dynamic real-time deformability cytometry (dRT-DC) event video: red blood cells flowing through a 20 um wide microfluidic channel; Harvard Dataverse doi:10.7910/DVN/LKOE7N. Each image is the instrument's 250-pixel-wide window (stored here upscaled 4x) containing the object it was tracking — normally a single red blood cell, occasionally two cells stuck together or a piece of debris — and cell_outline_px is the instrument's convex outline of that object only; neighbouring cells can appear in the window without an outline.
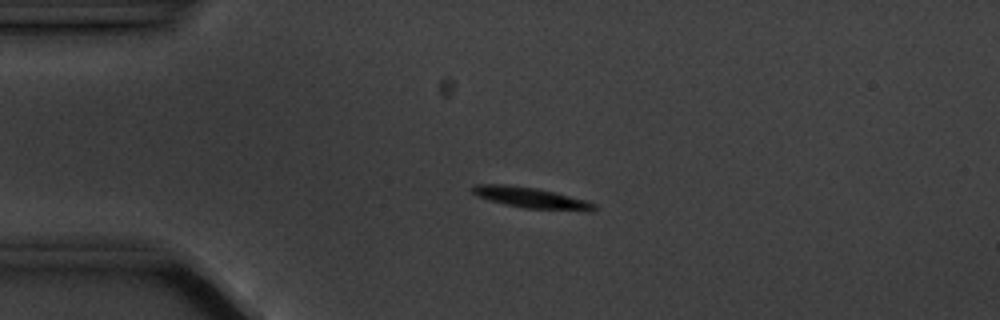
{"species": "common noctule bat (a hibernating species)", "species_latin": "Nyctalus noctula", "temperature_condition": "cold", "stored_images_in_passage": 5, "camera_frame_rate_fps": 3000, "um_per_image_px": 0.085, "animal": {"sex": "male", "body_mass_g": 20.1, "forearm_length_mm": 53.5}, "frame": {"image": 1, "passage_image": 3, "time_ms": 3.0, "image_size_px": [1000, 320], "cell_outline_px": [[596, 208], [588, 212], [524, 208], [504, 204], [488, 200], [476, 196], [472, 192], [472, 188], [476, 184], [504, 184], [536, 188], [584, 200], [596, 204]], "centroid_in_image_um": [45.12, 16.83], "position_along_channel_um": 39.9, "area_um2": 14.74}}